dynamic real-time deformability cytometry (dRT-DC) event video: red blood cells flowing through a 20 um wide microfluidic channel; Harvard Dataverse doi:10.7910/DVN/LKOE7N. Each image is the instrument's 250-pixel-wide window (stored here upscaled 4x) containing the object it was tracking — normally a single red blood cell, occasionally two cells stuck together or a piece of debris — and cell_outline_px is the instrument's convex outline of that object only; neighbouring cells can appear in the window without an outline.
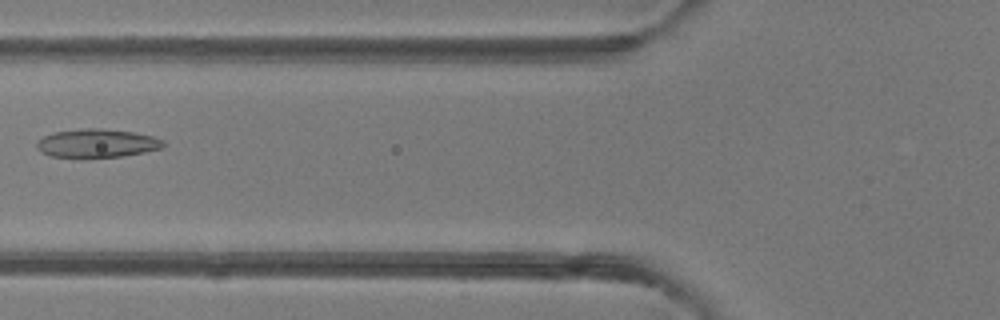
{"species": "common noctule bat (a hibernating species)", "species_latin": "Nyctalus noctula", "temperature_condition": "room temperature", "stored_images_in_passage": 7, "camera_frame_rate_fps": 3000, "um_per_image_px": 0.085, "animal": {"sex": "female"}, "frame": {"image": 1, "passage_image": 5, "time_ms": 5.667, "image_size_px": [1000, 320], "cell_outline_px": [[164, 148], [124, 156], [84, 160], [80, 160], [48, 156], [40, 152], [36, 148], [36, 144], [44, 136], [52, 132], [84, 128], [100, 128], [136, 132], [152, 136], [164, 140]], "centroid_in_image_um": [8.21, 12.22], "position_along_channel_um": 117.6, "area_um2": 22.02}}
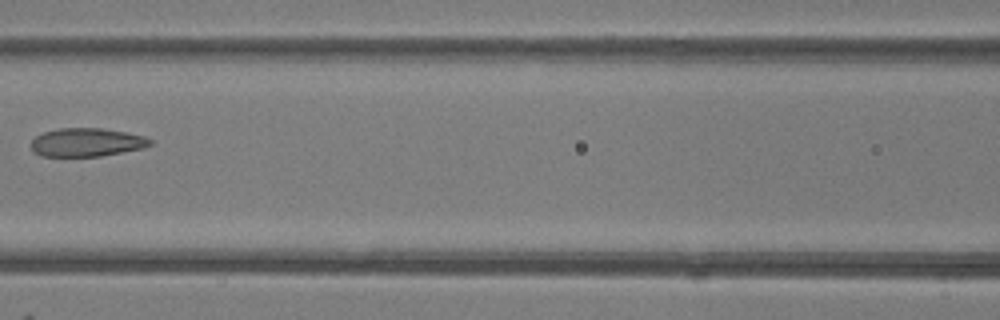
{"frame": {"image": 2, "passage_image": 6, "time_ms": 6.667, "image_size_px": [1000, 320], "cell_outline_px": [[152, 144], [144, 148], [100, 156], [40, 156], [32, 152], [32, 140], [36, 136], [44, 132], [60, 128], [104, 128], [144, 136], [152, 140]], "centroid_in_image_um": [7.36, 12.1], "position_along_channel_um": 159.2, "area_um2": 19.71}}
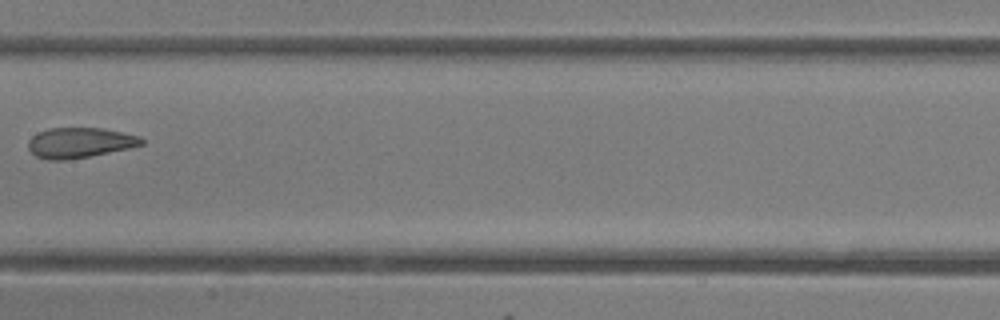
{"frame": {"image": 3, "passage_image": 7, "time_ms": 7.667, "image_size_px": [1000, 320], "cell_outline_px": [[144, 144], [128, 148], [88, 156], [64, 160], [48, 160], [36, 156], [28, 148], [28, 140], [32, 136], [48, 128], [104, 128], [124, 132], [140, 136], [144, 140]], "centroid_in_image_um": [6.78, 12.12], "position_along_channel_um": 200.6, "area_um2": 19.88}}